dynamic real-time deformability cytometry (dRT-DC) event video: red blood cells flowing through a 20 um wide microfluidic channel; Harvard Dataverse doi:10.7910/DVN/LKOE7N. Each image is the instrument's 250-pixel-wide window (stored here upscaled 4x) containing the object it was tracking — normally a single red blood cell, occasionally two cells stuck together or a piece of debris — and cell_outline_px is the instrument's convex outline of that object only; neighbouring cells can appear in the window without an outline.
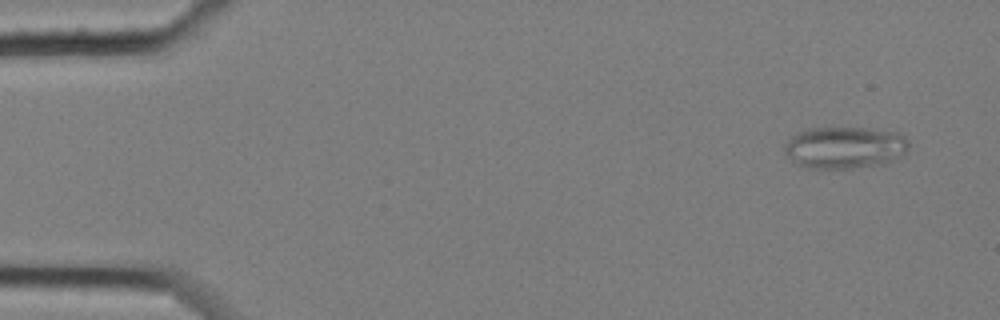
{"species": "common noctule bat (a hibernating species)", "species_latin": "Nyctalus noctula", "temperature_condition": "cold", "stored_images_in_passage": 7, "camera_frame_rate_fps": 3000, "um_per_image_px": 0.085, "animal": {"sex": "female", "body_mass_g": 25.1}, "frame": {"image": 1, "passage_image": 2, "time_ms": 0.333, "image_size_px": [1000, 320], "cell_outline_px": [[908, 148], [900, 156], [892, 160], [872, 164], [848, 168], [808, 168], [796, 164], [784, 152], [784, 144], [792, 136], [808, 128], [872, 128], [900, 132], [908, 140]], "centroid_in_image_um": [71.78, 12.51], "position_along_channel_um": 13.2, "area_um2": 30.06}}